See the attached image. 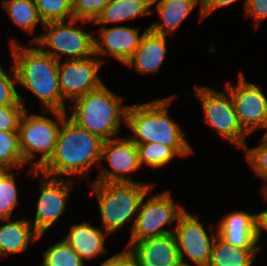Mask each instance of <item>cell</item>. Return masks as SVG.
Returning a JSON list of instances; mask_svg holds the SVG:
<instances>
[{"mask_svg":"<svg viewBox=\"0 0 267 266\" xmlns=\"http://www.w3.org/2000/svg\"><path fill=\"white\" fill-rule=\"evenodd\" d=\"M167 52L166 35L144 30L139 47L125 64L141 74H157Z\"/></svg>","mask_w":267,"mask_h":266,"instance_id":"obj_18","label":"cell"},{"mask_svg":"<svg viewBox=\"0 0 267 266\" xmlns=\"http://www.w3.org/2000/svg\"><path fill=\"white\" fill-rule=\"evenodd\" d=\"M29 174L40 178V195L36 207L34 222L31 223L39 235H44L66 211L67 200L77 180L54 178L31 169Z\"/></svg>","mask_w":267,"mask_h":266,"instance_id":"obj_10","label":"cell"},{"mask_svg":"<svg viewBox=\"0 0 267 266\" xmlns=\"http://www.w3.org/2000/svg\"><path fill=\"white\" fill-rule=\"evenodd\" d=\"M99 266H116V254L109 257L107 260H105L101 265Z\"/></svg>","mask_w":267,"mask_h":266,"instance_id":"obj_38","label":"cell"},{"mask_svg":"<svg viewBox=\"0 0 267 266\" xmlns=\"http://www.w3.org/2000/svg\"><path fill=\"white\" fill-rule=\"evenodd\" d=\"M123 97L109 90L104 83L74 100L68 118L102 140L118 138L121 123H126L128 105H122ZM113 137V138H112Z\"/></svg>","mask_w":267,"mask_h":266,"instance_id":"obj_4","label":"cell"},{"mask_svg":"<svg viewBox=\"0 0 267 266\" xmlns=\"http://www.w3.org/2000/svg\"><path fill=\"white\" fill-rule=\"evenodd\" d=\"M259 251L232 246L217 234L207 266H252Z\"/></svg>","mask_w":267,"mask_h":266,"instance_id":"obj_23","label":"cell"},{"mask_svg":"<svg viewBox=\"0 0 267 266\" xmlns=\"http://www.w3.org/2000/svg\"><path fill=\"white\" fill-rule=\"evenodd\" d=\"M140 28L128 26H102L98 29V36H94V54L110 55L126 64L140 45L142 35ZM101 37V38H98Z\"/></svg>","mask_w":267,"mask_h":266,"instance_id":"obj_15","label":"cell"},{"mask_svg":"<svg viewBox=\"0 0 267 266\" xmlns=\"http://www.w3.org/2000/svg\"><path fill=\"white\" fill-rule=\"evenodd\" d=\"M1 7L9 14L13 24L26 33L33 35L38 24L44 25L38 15L34 0H2Z\"/></svg>","mask_w":267,"mask_h":266,"instance_id":"obj_24","label":"cell"},{"mask_svg":"<svg viewBox=\"0 0 267 266\" xmlns=\"http://www.w3.org/2000/svg\"><path fill=\"white\" fill-rule=\"evenodd\" d=\"M116 266H141L137 257L126 247L122 252L116 253Z\"/></svg>","mask_w":267,"mask_h":266,"instance_id":"obj_36","label":"cell"},{"mask_svg":"<svg viewBox=\"0 0 267 266\" xmlns=\"http://www.w3.org/2000/svg\"><path fill=\"white\" fill-rule=\"evenodd\" d=\"M13 67V68H12ZM10 72H6L0 63V106L7 105H23L25 106V99L16 89L17 77L14 66ZM12 71V72H11ZM10 73H13L12 76Z\"/></svg>","mask_w":267,"mask_h":266,"instance_id":"obj_30","label":"cell"},{"mask_svg":"<svg viewBox=\"0 0 267 266\" xmlns=\"http://www.w3.org/2000/svg\"><path fill=\"white\" fill-rule=\"evenodd\" d=\"M80 255L63 239L43 252L41 266H86Z\"/></svg>","mask_w":267,"mask_h":266,"instance_id":"obj_27","label":"cell"},{"mask_svg":"<svg viewBox=\"0 0 267 266\" xmlns=\"http://www.w3.org/2000/svg\"><path fill=\"white\" fill-rule=\"evenodd\" d=\"M14 172L0 170V219H11L19 203L18 190Z\"/></svg>","mask_w":267,"mask_h":266,"instance_id":"obj_28","label":"cell"},{"mask_svg":"<svg viewBox=\"0 0 267 266\" xmlns=\"http://www.w3.org/2000/svg\"><path fill=\"white\" fill-rule=\"evenodd\" d=\"M25 165L22 157L18 131L0 130V170L16 169Z\"/></svg>","mask_w":267,"mask_h":266,"instance_id":"obj_25","label":"cell"},{"mask_svg":"<svg viewBox=\"0 0 267 266\" xmlns=\"http://www.w3.org/2000/svg\"><path fill=\"white\" fill-rule=\"evenodd\" d=\"M4 225H0V258L8 254L24 253L28 245L38 241L43 235H39L26 217L20 220L0 219ZM7 222V223H6Z\"/></svg>","mask_w":267,"mask_h":266,"instance_id":"obj_21","label":"cell"},{"mask_svg":"<svg viewBox=\"0 0 267 266\" xmlns=\"http://www.w3.org/2000/svg\"><path fill=\"white\" fill-rule=\"evenodd\" d=\"M152 0H111L93 24L107 26L137 17H147L151 10Z\"/></svg>","mask_w":267,"mask_h":266,"instance_id":"obj_22","label":"cell"},{"mask_svg":"<svg viewBox=\"0 0 267 266\" xmlns=\"http://www.w3.org/2000/svg\"><path fill=\"white\" fill-rule=\"evenodd\" d=\"M103 143L104 140L67 116L59 129L53 156L39 171L54 178L71 175L73 180L89 179L92 166L99 168Z\"/></svg>","mask_w":267,"mask_h":266,"instance_id":"obj_1","label":"cell"},{"mask_svg":"<svg viewBox=\"0 0 267 266\" xmlns=\"http://www.w3.org/2000/svg\"><path fill=\"white\" fill-rule=\"evenodd\" d=\"M139 162L155 170L165 167L175 156H179L171 147L162 143L136 144Z\"/></svg>","mask_w":267,"mask_h":266,"instance_id":"obj_26","label":"cell"},{"mask_svg":"<svg viewBox=\"0 0 267 266\" xmlns=\"http://www.w3.org/2000/svg\"><path fill=\"white\" fill-rule=\"evenodd\" d=\"M172 99L173 96H169L128 105L125 124L131 129L133 134L130 139L135 144L162 143L171 147L180 157L190 156L194 150L167 110Z\"/></svg>","mask_w":267,"mask_h":266,"instance_id":"obj_3","label":"cell"},{"mask_svg":"<svg viewBox=\"0 0 267 266\" xmlns=\"http://www.w3.org/2000/svg\"><path fill=\"white\" fill-rule=\"evenodd\" d=\"M52 113L56 120L50 119L43 114L23 113L18 128L19 145L25 164L31 165L30 169L39 171L53 156L59 129L63 120L67 117L68 111L45 110L44 114ZM37 162H34L36 157Z\"/></svg>","mask_w":267,"mask_h":266,"instance_id":"obj_6","label":"cell"},{"mask_svg":"<svg viewBox=\"0 0 267 266\" xmlns=\"http://www.w3.org/2000/svg\"><path fill=\"white\" fill-rule=\"evenodd\" d=\"M79 22L89 21L71 19L46 23L43 25L44 33L29 42L39 46L57 61H62L64 56H68V60L88 58L94 55V34L76 28Z\"/></svg>","mask_w":267,"mask_h":266,"instance_id":"obj_7","label":"cell"},{"mask_svg":"<svg viewBox=\"0 0 267 266\" xmlns=\"http://www.w3.org/2000/svg\"><path fill=\"white\" fill-rule=\"evenodd\" d=\"M105 58L92 55L85 59H63L58 62L61 95L71 103L103 84L98 75Z\"/></svg>","mask_w":267,"mask_h":266,"instance_id":"obj_13","label":"cell"},{"mask_svg":"<svg viewBox=\"0 0 267 266\" xmlns=\"http://www.w3.org/2000/svg\"><path fill=\"white\" fill-rule=\"evenodd\" d=\"M154 4L161 22L156 21L147 28L166 36L175 33L198 4L202 13V0H152Z\"/></svg>","mask_w":267,"mask_h":266,"instance_id":"obj_20","label":"cell"},{"mask_svg":"<svg viewBox=\"0 0 267 266\" xmlns=\"http://www.w3.org/2000/svg\"><path fill=\"white\" fill-rule=\"evenodd\" d=\"M198 219L195 215L185 210L176 222V226L172 227L177 241L181 264L187 266H193L188 264V260H191L196 266L208 265L213 242L218 234L217 227L216 231L215 228H211L209 236V232H206L203 226L204 224ZM186 257L188 258L187 260H185Z\"/></svg>","mask_w":267,"mask_h":266,"instance_id":"obj_11","label":"cell"},{"mask_svg":"<svg viewBox=\"0 0 267 266\" xmlns=\"http://www.w3.org/2000/svg\"><path fill=\"white\" fill-rule=\"evenodd\" d=\"M17 84L29 90L41 101L45 110L67 112L61 95L58 62L39 46H24L16 40L10 43ZM46 106V107H45Z\"/></svg>","mask_w":267,"mask_h":266,"instance_id":"obj_2","label":"cell"},{"mask_svg":"<svg viewBox=\"0 0 267 266\" xmlns=\"http://www.w3.org/2000/svg\"><path fill=\"white\" fill-rule=\"evenodd\" d=\"M261 180H263L261 192L263 195H265L267 193V173L261 178Z\"/></svg>","mask_w":267,"mask_h":266,"instance_id":"obj_39","label":"cell"},{"mask_svg":"<svg viewBox=\"0 0 267 266\" xmlns=\"http://www.w3.org/2000/svg\"><path fill=\"white\" fill-rule=\"evenodd\" d=\"M41 21H67L74 19L72 0H34Z\"/></svg>","mask_w":267,"mask_h":266,"instance_id":"obj_29","label":"cell"},{"mask_svg":"<svg viewBox=\"0 0 267 266\" xmlns=\"http://www.w3.org/2000/svg\"><path fill=\"white\" fill-rule=\"evenodd\" d=\"M244 6L245 17H252L256 27L267 18V0H247Z\"/></svg>","mask_w":267,"mask_h":266,"instance_id":"obj_34","label":"cell"},{"mask_svg":"<svg viewBox=\"0 0 267 266\" xmlns=\"http://www.w3.org/2000/svg\"><path fill=\"white\" fill-rule=\"evenodd\" d=\"M23 105L0 106V130L18 131L23 113L26 111Z\"/></svg>","mask_w":267,"mask_h":266,"instance_id":"obj_33","label":"cell"},{"mask_svg":"<svg viewBox=\"0 0 267 266\" xmlns=\"http://www.w3.org/2000/svg\"><path fill=\"white\" fill-rule=\"evenodd\" d=\"M194 88L193 96L201 102L204 122L221 138L243 150L249 135L239 123L230 93L226 89L219 91L208 86L195 85Z\"/></svg>","mask_w":267,"mask_h":266,"instance_id":"obj_8","label":"cell"},{"mask_svg":"<svg viewBox=\"0 0 267 266\" xmlns=\"http://www.w3.org/2000/svg\"><path fill=\"white\" fill-rule=\"evenodd\" d=\"M93 195L98 200L100 219L103 229L109 234L119 230L136 219L144 195L154 185L146 182H91Z\"/></svg>","mask_w":267,"mask_h":266,"instance_id":"obj_5","label":"cell"},{"mask_svg":"<svg viewBox=\"0 0 267 266\" xmlns=\"http://www.w3.org/2000/svg\"><path fill=\"white\" fill-rule=\"evenodd\" d=\"M109 235L104 229L94 227L89 222L70 226L69 233L63 240L69 244L83 260H92L107 253L105 238Z\"/></svg>","mask_w":267,"mask_h":266,"instance_id":"obj_19","label":"cell"},{"mask_svg":"<svg viewBox=\"0 0 267 266\" xmlns=\"http://www.w3.org/2000/svg\"><path fill=\"white\" fill-rule=\"evenodd\" d=\"M243 150L250 168L261 179L267 173V134L264 133L259 146L249 148L246 144Z\"/></svg>","mask_w":267,"mask_h":266,"instance_id":"obj_31","label":"cell"},{"mask_svg":"<svg viewBox=\"0 0 267 266\" xmlns=\"http://www.w3.org/2000/svg\"><path fill=\"white\" fill-rule=\"evenodd\" d=\"M141 266H179L181 264L174 233L128 243Z\"/></svg>","mask_w":267,"mask_h":266,"instance_id":"obj_16","label":"cell"},{"mask_svg":"<svg viewBox=\"0 0 267 266\" xmlns=\"http://www.w3.org/2000/svg\"><path fill=\"white\" fill-rule=\"evenodd\" d=\"M153 187L141 200L138 213L131 228L128 243H135L142 239L174 233V230L164 228L171 226L185 212V209L176 204L169 190L148 196ZM146 197H149L146 202Z\"/></svg>","mask_w":267,"mask_h":266,"instance_id":"obj_9","label":"cell"},{"mask_svg":"<svg viewBox=\"0 0 267 266\" xmlns=\"http://www.w3.org/2000/svg\"><path fill=\"white\" fill-rule=\"evenodd\" d=\"M111 0H72L74 19L95 22Z\"/></svg>","mask_w":267,"mask_h":266,"instance_id":"obj_32","label":"cell"},{"mask_svg":"<svg viewBox=\"0 0 267 266\" xmlns=\"http://www.w3.org/2000/svg\"><path fill=\"white\" fill-rule=\"evenodd\" d=\"M264 198L267 200V197L263 195ZM257 214V240L258 243L261 240L262 230L265 232L267 231V209L263 210Z\"/></svg>","mask_w":267,"mask_h":266,"instance_id":"obj_37","label":"cell"},{"mask_svg":"<svg viewBox=\"0 0 267 266\" xmlns=\"http://www.w3.org/2000/svg\"><path fill=\"white\" fill-rule=\"evenodd\" d=\"M238 0H202V13L200 14V20L205 19L209 14L218 8L232 5ZM246 5L247 0H244Z\"/></svg>","mask_w":267,"mask_h":266,"instance_id":"obj_35","label":"cell"},{"mask_svg":"<svg viewBox=\"0 0 267 266\" xmlns=\"http://www.w3.org/2000/svg\"><path fill=\"white\" fill-rule=\"evenodd\" d=\"M218 235L232 246L260 249L257 240V214L236 210L224 215L217 224Z\"/></svg>","mask_w":267,"mask_h":266,"instance_id":"obj_17","label":"cell"},{"mask_svg":"<svg viewBox=\"0 0 267 266\" xmlns=\"http://www.w3.org/2000/svg\"><path fill=\"white\" fill-rule=\"evenodd\" d=\"M103 159L110 165L111 170L100 163L97 179L92 182H139L125 176L142 168L136 144L130 138L118 137L104 141L101 153V160Z\"/></svg>","mask_w":267,"mask_h":266,"instance_id":"obj_14","label":"cell"},{"mask_svg":"<svg viewBox=\"0 0 267 266\" xmlns=\"http://www.w3.org/2000/svg\"><path fill=\"white\" fill-rule=\"evenodd\" d=\"M237 84L226 82L225 89L230 93L235 111L243 130L251 135L259 129L267 132V97L262 88L246 80L239 73Z\"/></svg>","mask_w":267,"mask_h":266,"instance_id":"obj_12","label":"cell"}]
</instances>
